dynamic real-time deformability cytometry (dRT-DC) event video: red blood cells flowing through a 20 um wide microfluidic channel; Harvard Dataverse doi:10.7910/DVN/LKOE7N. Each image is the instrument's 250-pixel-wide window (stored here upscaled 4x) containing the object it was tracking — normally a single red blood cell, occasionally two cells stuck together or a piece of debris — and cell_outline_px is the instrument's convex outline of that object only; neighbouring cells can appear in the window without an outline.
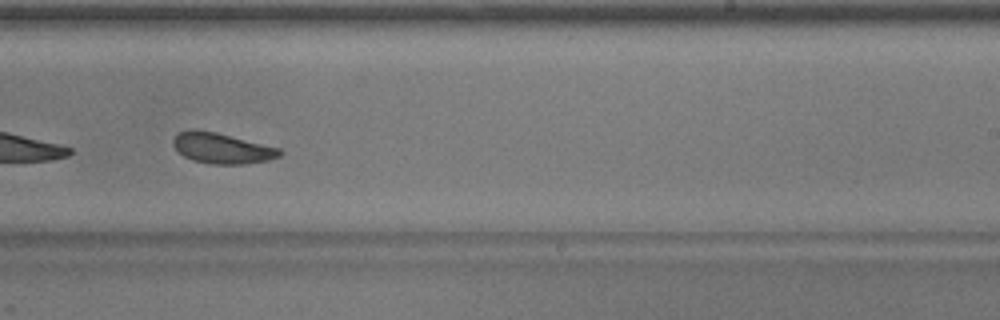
{"species": "common noctule bat (a hibernating species)", "species_latin": "Nyctalus noctula", "temperature_condition": "warm", "stored_images_in_passage": 44, "camera_frame_rate_fps": 3000, "um_per_image_px": 0.085, "animal": {"sex": "male", "body_mass_g": 17.9}, "frame": {"image": 1, "passage_image": 32, "time_ms": 10.333, "image_size_px": [1000, 320], "cell_outline_px": [[284, 152], [280, 156], [268, 160], [244, 164], [212, 164], [192, 160], [184, 156], [172, 144], [172, 140], [180, 132], [192, 128], [196, 128], [216, 132], [280, 148]], "centroid_in_image_um": [18.87, 12.59], "position_along_channel_um": 270.1, "area_um2": 19.02}}